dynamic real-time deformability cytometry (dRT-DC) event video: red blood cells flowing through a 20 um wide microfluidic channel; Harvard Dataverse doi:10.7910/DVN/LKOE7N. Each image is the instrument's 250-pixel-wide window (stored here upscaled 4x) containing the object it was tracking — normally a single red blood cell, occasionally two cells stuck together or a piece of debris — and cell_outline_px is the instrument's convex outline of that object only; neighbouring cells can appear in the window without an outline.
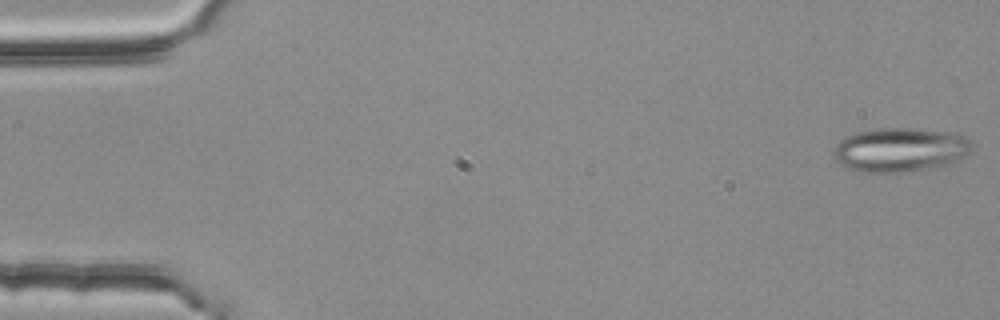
{"species": "common noctule bat (a hibernating species)", "species_latin": "Nyctalus noctula", "temperature_condition": "room temperature", "stored_images_in_passage": 5, "camera_frame_rate_fps": 3000, "um_per_image_px": 0.085, "animal": {"sex": "female", "body_mass_g": 25.1}, "frame": {"image": 1, "passage_image": 1, "time_ms": 0.0, "image_size_px": [1000, 320], "cell_outline_px": [[972, 148], [964, 156], [956, 160], [936, 168], [900, 172], [860, 172], [844, 168], [832, 156], [832, 152], [836, 144], [844, 136], [856, 132], [884, 128], [912, 128], [944, 132], [964, 136], [972, 140]], "centroid_in_image_um": [76.45, 12.74], "position_along_channel_um": 8.6, "area_um2": 35.66}}